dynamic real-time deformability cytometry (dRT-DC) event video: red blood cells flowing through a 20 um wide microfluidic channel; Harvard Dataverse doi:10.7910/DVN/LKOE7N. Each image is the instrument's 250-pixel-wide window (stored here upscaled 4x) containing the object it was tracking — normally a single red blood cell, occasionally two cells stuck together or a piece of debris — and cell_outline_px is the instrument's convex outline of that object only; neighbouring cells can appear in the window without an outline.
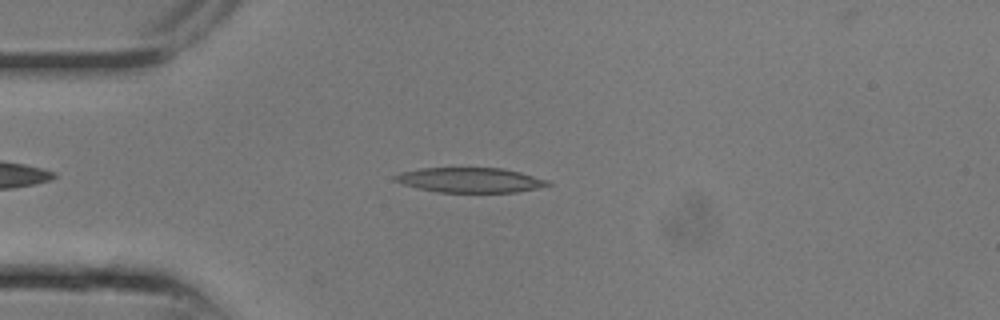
{"species": "common noctule bat (a hibernating species)", "species_latin": "Nyctalus noctula", "temperature_condition": "room temperature", "stored_images_in_passage": 4, "camera_frame_rate_fps": 3000, "um_per_image_px": 0.085, "animal": {"sex": "male", "body_mass_g": 13.3}, "frame": {"image": 1, "passage_image": 2, "time_ms": 0.333, "image_size_px": [1000, 320], "cell_outline_px": [[552, 184], [536, 188], [516, 192], [440, 192], [420, 188], [404, 184], [392, 180], [392, 176], [400, 172], [420, 168], [500, 168], [520, 172], [548, 180]], "centroid_in_image_um": [39.93, 15.3], "position_along_channel_um": 45.1, "area_um2": 21.96}}